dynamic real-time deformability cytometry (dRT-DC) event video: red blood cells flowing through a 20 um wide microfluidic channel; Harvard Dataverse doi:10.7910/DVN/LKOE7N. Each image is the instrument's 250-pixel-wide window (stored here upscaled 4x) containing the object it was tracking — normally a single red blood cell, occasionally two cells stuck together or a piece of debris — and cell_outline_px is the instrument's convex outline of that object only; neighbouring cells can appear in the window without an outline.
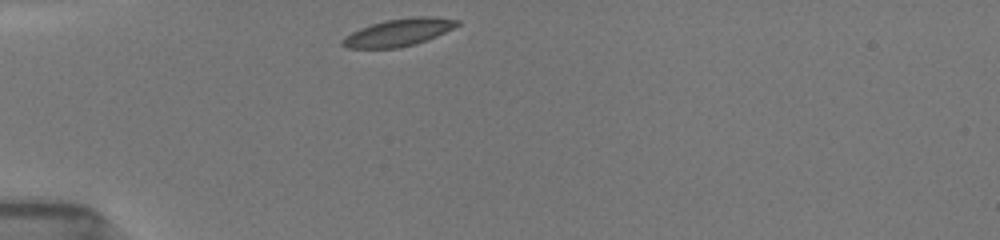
{"species": "common noctule bat (a hibernating species)", "species_latin": "Nyctalus noctula", "temperature_condition": "room temperature", "stored_images_in_passage": 5, "camera_frame_rate_fps": 3000, "um_per_image_px": 0.085, "animal": {"sex": "female", "body_mass_g": 19.5, "forearm_length_mm": 54.1}, "frame": {"image": 1, "passage_image": 1, "time_ms": 0.0, "image_size_px": [1000, 240], "cell_outline_px": [[460, 24], [436, 36], [416, 44], [400, 48], [348, 48], [340, 44], [340, 40], [344, 36], [360, 28], [384, 20], [412, 16], [436, 16], [460, 20]], "centroid_in_image_um": [33.87, 2.75], "position_along_channel_um": 51.1, "area_um2": 18.5}}
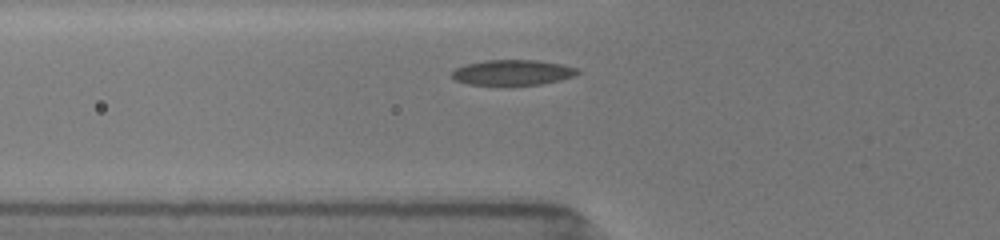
{"frame": {"image": 2, "passage_image": 4, "time_ms": 1.333, "image_size_px": [1000, 240], "cell_outline_px": [[580, 72], [576, 76], [560, 80], [540, 84], [468, 84], [456, 80], [448, 76], [456, 68], [464, 64], [484, 60], [536, 60], [564, 64], [576, 68]], "centroid_in_image_um": [43.57, 6.14], "position_along_channel_um": 82.2, "area_um2": 18.55}}